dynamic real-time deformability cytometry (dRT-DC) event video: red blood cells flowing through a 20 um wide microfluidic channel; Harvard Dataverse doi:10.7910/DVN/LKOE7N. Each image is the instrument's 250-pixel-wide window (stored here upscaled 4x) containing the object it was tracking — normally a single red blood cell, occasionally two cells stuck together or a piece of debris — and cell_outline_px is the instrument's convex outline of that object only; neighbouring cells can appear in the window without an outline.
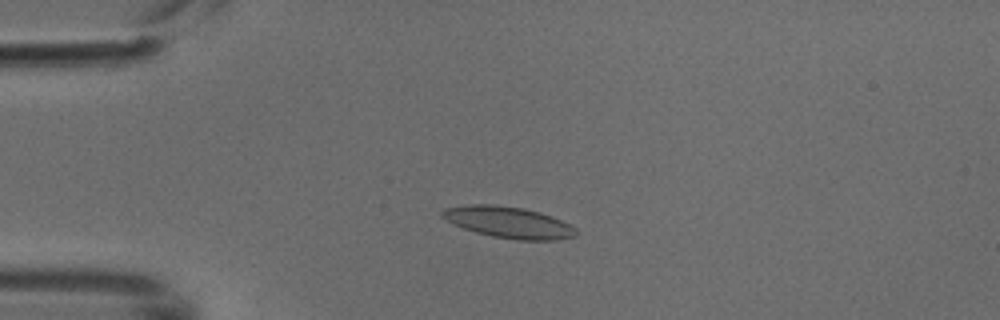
{"species": "common noctule bat (a hibernating species)", "species_latin": "Nyctalus noctula", "temperature_condition": "cold", "stored_images_in_passage": 4, "camera_frame_rate_fps": 3000, "um_per_image_px": 0.085, "animal": {"sex": "male", "body_mass_g": 18.8}, "frame": {"image": 1, "passage_image": 4, "time_ms": 1.0, "image_size_px": [1000, 320], "cell_outline_px": [[576, 236], [556, 240], [516, 240], [492, 236], [476, 232], [464, 228], [444, 220], [440, 216], [440, 212], [444, 208], [468, 204], [496, 204], [524, 208], [540, 212], [552, 216], [576, 228]], "centroid_in_image_um": [43.19, 18.89], "position_along_channel_um": 41.8, "area_um2": 24.62}}